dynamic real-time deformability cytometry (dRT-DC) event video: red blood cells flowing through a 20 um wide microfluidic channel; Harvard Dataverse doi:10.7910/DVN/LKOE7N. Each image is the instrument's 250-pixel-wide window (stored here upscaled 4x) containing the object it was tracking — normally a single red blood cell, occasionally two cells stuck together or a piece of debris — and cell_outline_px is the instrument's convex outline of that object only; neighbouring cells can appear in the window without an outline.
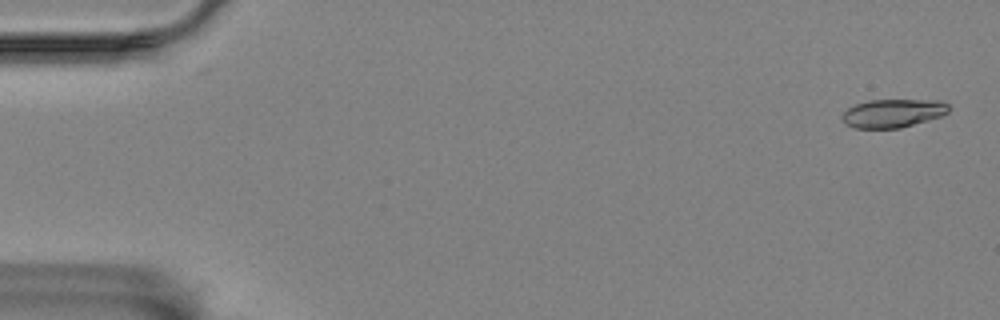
{"species": "Egyptian fruit bat (a non-hibernating species)", "species_latin": "Rousettus aegyptiacus", "temperature_condition": "room temperature", "stored_images_in_passage": 21, "camera_frame_rate_fps": 3000, "um_per_image_px": 0.085, "animal": {"sex": "female"}, "frame": {"image": 1, "passage_image": 1, "time_ms": 0.0, "image_size_px": [1000, 320], "cell_outline_px": [[948, 112], [944, 116], [900, 128], [856, 128], [844, 124], [840, 116], [848, 108], [856, 104], [868, 100], [940, 100], [948, 104]], "centroid_in_image_um": [75.9, 9.63], "position_along_channel_um": 9.1, "area_um2": 17.8}}
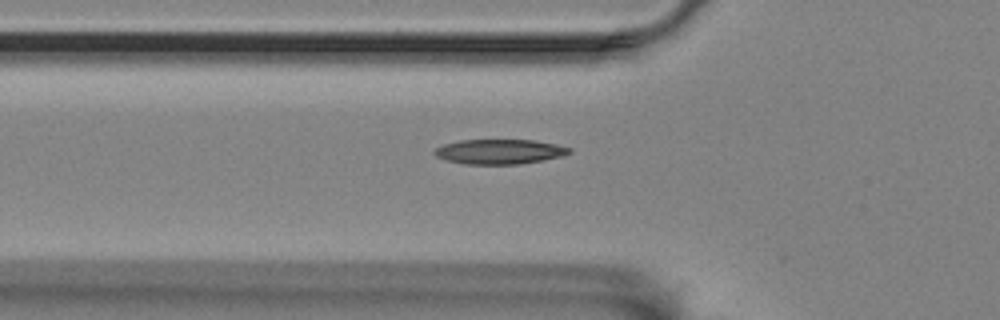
{"frame": {"image": 2, "passage_image": 19, "time_ms": 6.0, "image_size_px": [1000, 320], "cell_outline_px": [[572, 152], [560, 156], [544, 160], [520, 164], [464, 164], [448, 160], [436, 156], [432, 152], [436, 148], [444, 144], [460, 140], [536, 140], [556, 144], [572, 148]], "centroid_in_image_um": [42.48, 12.88], "position_along_channel_um": 83.3, "area_um2": 19.48}}